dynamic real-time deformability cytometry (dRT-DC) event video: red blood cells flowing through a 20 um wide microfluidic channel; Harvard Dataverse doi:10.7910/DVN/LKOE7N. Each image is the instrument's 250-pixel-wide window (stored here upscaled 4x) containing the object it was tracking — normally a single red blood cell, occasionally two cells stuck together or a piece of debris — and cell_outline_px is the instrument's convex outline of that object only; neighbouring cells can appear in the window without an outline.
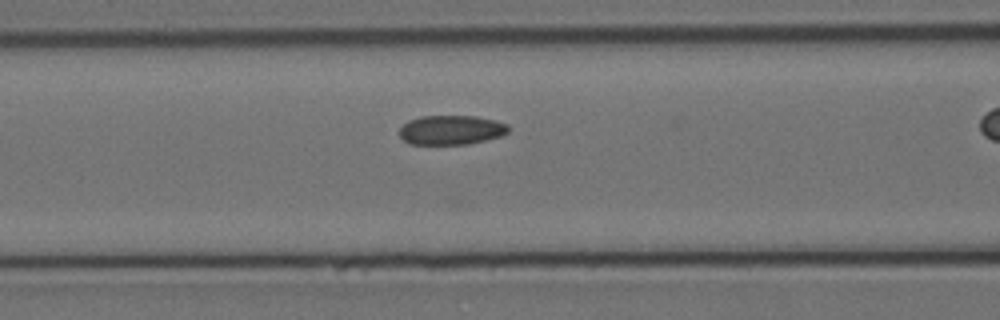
{"species": "Egyptian fruit bat (a non-hibernating species)", "species_latin": "Rousettus aegyptiacus", "temperature_condition": "cold", "stored_images_in_passage": 15, "camera_frame_rate_fps": 3000, "um_per_image_px": 0.085, "animal": {"sex": "female"}, "frame": {"image": 1, "passage_image": 7, "time_ms": 2.0, "image_size_px": [1000, 320], "cell_outline_px": [[508, 132], [500, 136], [468, 144], [408, 144], [400, 136], [400, 128], [408, 120], [420, 116], [476, 116], [496, 120], [508, 124]], "centroid_in_image_um": [38.34, 11.04], "position_along_channel_um": 128.3, "area_um2": 18.67}}
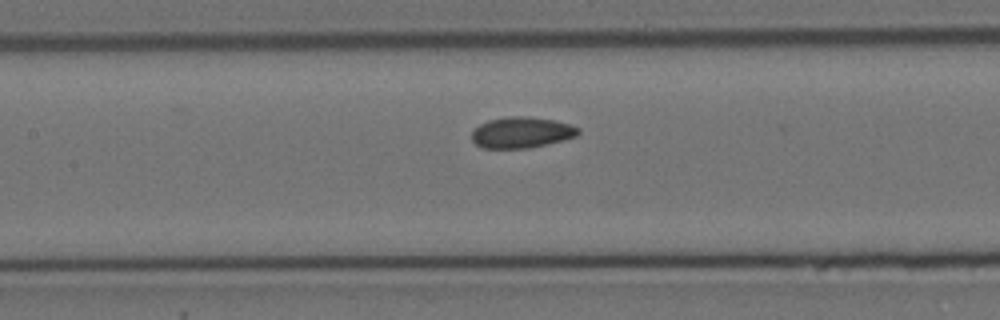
{"frame": {"image": 2, "passage_image": 10, "time_ms": 3.0, "image_size_px": [1000, 320], "cell_outline_px": [[580, 132], [576, 136], [528, 148], [484, 148], [476, 144], [472, 140], [472, 132], [480, 124], [488, 120], [508, 116], [528, 116], [556, 120], [580, 128]], "centroid_in_image_um": [44.32, 11.24], "position_along_channel_um": 163.1, "area_um2": 19.07}}
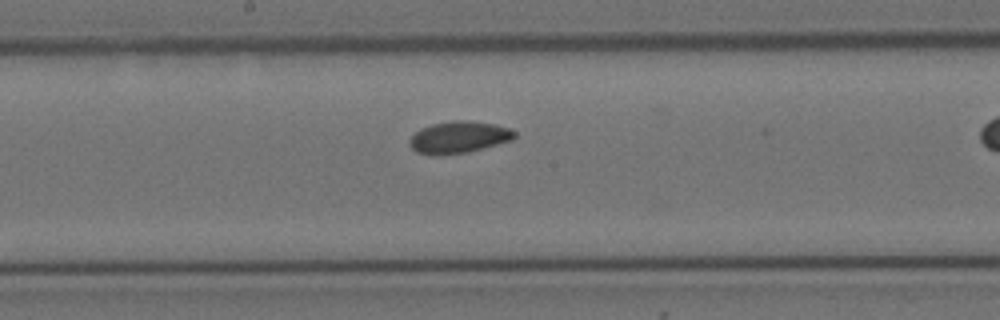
{"frame": {"image": 3, "passage_image": 14, "time_ms": 4.333, "image_size_px": [1000, 320], "cell_outline_px": [[516, 136], [512, 140], [468, 152], [436, 156], [432, 156], [416, 152], [408, 144], [408, 140], [420, 128], [432, 124], [452, 120], [468, 120], [492, 124], [508, 128], [516, 132]], "centroid_in_image_um": [38.95, 11.67], "position_along_channel_um": 209.2, "area_um2": 19.59}}